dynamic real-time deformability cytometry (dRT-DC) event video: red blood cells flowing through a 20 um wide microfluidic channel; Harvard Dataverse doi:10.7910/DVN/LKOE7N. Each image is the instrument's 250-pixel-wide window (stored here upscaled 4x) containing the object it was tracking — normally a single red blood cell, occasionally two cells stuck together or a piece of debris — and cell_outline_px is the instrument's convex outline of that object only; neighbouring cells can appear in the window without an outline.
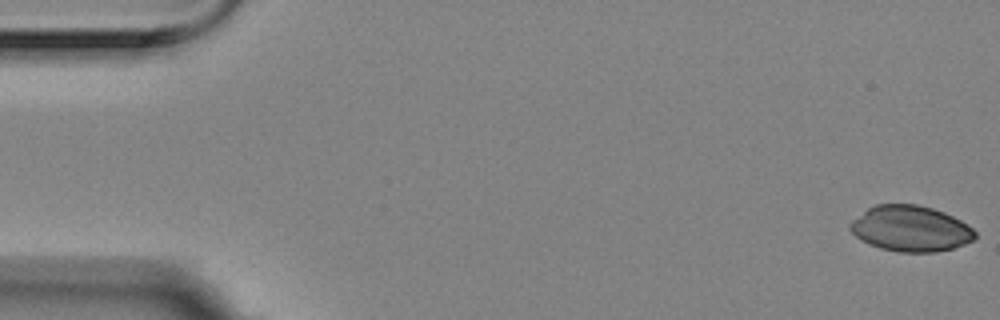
{"species": "Egyptian fruit bat (a non-hibernating species)", "species_latin": "Rousettus aegyptiacus", "temperature_condition": "room temperature", "stored_images_in_passage": 5, "camera_frame_rate_fps": 3000, "um_per_image_px": 0.085, "animal": {"sex": "female"}, "frame": {"image": 1, "passage_image": 1, "time_ms": 0.0, "image_size_px": [1000, 320], "cell_outline_px": [[976, 236], [972, 240], [964, 244], [952, 248], [936, 252], [900, 252], [880, 248], [868, 244], [860, 240], [848, 228], [848, 224], [852, 220], [868, 208], [876, 204], [916, 204], [932, 208], [944, 212], [960, 220], [972, 228], [976, 232]], "centroid_in_image_um": [77.37, 19.43], "position_along_channel_um": 7.6, "area_um2": 33.29}}